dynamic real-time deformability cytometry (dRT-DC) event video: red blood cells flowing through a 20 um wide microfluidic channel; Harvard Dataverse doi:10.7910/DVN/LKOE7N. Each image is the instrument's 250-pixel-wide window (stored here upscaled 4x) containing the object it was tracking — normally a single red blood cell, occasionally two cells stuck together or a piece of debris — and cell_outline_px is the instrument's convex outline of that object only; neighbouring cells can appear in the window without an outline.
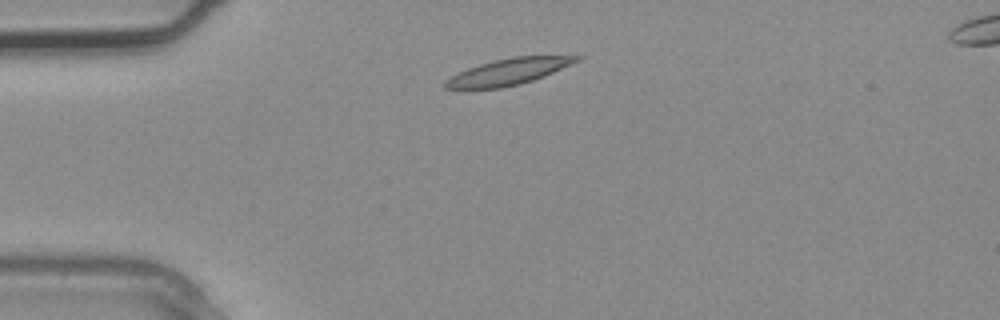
{"species": "common noctule bat (a hibernating species)", "species_latin": "Nyctalus noctula", "temperature_condition": "warm", "stored_images_in_passage": 2, "segment_of_instrument_passage": [1, 2], "camera_frame_rate_fps": 3000, "um_per_image_px": 0.085, "animal": {"sex": "male", "body_mass_g": 20.4}, "frame": {"image": 1, "passage_image": 1, "time_ms": 0.0, "image_size_px": [1000, 320], "cell_outline_px": [[584, 56], [580, 60], [552, 72], [532, 80], [520, 84], [500, 88], [444, 88], [444, 80], [468, 68], [480, 64], [512, 56]], "centroid_in_image_um": [43.21, 6.09], "position_along_channel_um": 41.8, "area_um2": 19.59}}